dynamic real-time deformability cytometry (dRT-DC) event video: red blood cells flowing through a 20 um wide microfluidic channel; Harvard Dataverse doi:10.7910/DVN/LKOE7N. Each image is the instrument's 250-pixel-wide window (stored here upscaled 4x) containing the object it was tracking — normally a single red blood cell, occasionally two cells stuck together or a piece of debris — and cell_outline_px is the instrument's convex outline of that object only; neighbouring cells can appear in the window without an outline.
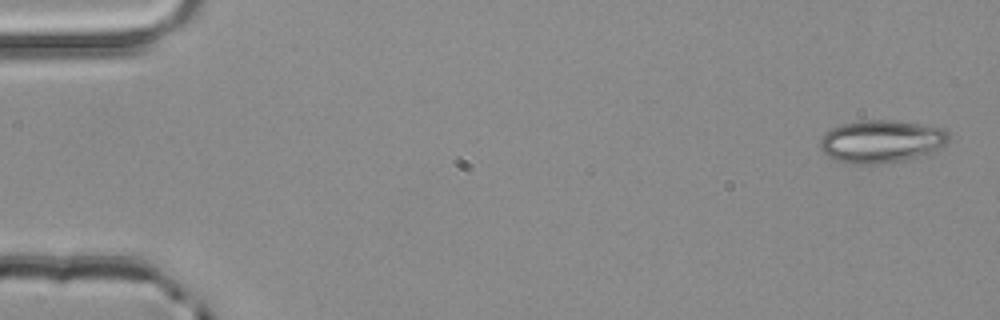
{"species": "common noctule bat (a hibernating species)", "species_latin": "Nyctalus noctula", "temperature_condition": "room temperature", "stored_images_in_passage": 4, "camera_frame_rate_fps": 3000, "um_per_image_px": 0.085, "animal": {"sex": "male", "body_mass_g": 20.4}, "frame": {"image": 1, "passage_image": 1, "time_ms": 0.0, "image_size_px": [1000, 320], "cell_outline_px": [[948, 140], [944, 144], [928, 156], [884, 164], [852, 164], [836, 160], [828, 156], [820, 148], [820, 136], [824, 132], [832, 128], [844, 124], [860, 120], [900, 120], [944, 128], [948, 132]], "centroid_in_image_um": [74.94, 12.02], "position_along_channel_um": 10.1, "area_um2": 32.6}}